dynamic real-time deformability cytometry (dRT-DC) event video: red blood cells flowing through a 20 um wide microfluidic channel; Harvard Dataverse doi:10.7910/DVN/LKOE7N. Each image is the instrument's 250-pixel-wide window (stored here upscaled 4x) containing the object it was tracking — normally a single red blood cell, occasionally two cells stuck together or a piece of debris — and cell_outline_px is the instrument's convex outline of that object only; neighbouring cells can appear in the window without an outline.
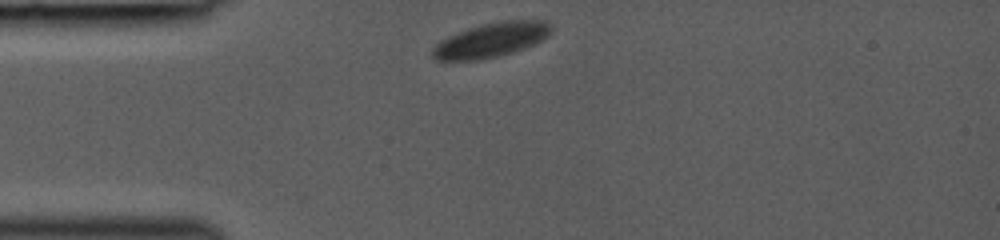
{"species": "common noctule bat (a hibernating species)", "species_latin": "Nyctalus noctula", "temperature_condition": "room temperature", "stored_images_in_passage": 33, "camera_frame_rate_fps": 3000, "um_per_image_px": 0.085, "animal": {"sex": "female", "body_mass_g": 19.0, "forearm_length_mm": 53.3}, "frame": {"image": 1, "passage_image": 1, "time_ms": 0.0, "image_size_px": [1000, 240], "cell_outline_px": [[552, 32], [548, 36], [524, 48], [500, 56], [480, 60], [436, 60], [432, 56], [432, 48], [440, 40], [456, 32], [480, 24], [500, 20], [548, 20], [552, 28]], "centroid_in_image_um": [41.75, 3.38], "position_along_channel_um": 43.3, "area_um2": 24.04}}
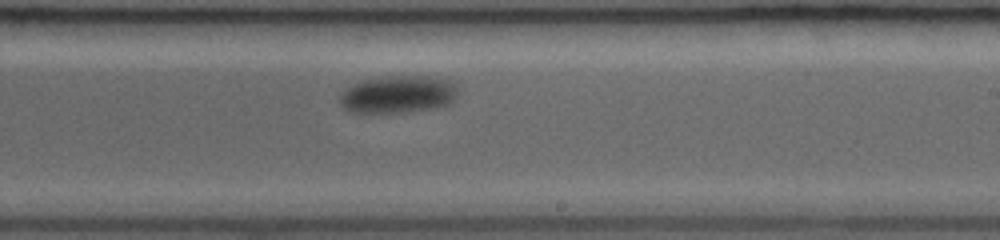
{"frame": {"image": 2, "passage_image": 19, "time_ms": 6.0, "image_size_px": [1000, 240], "cell_outline_px": [[456, 100], [448, 104], [436, 108], [404, 112], [352, 112], [344, 108], [340, 104], [340, 96], [352, 84], [368, 80], [404, 76], [424, 76], [452, 80], [456, 84]], "centroid_in_image_um": [33.9, 8.04], "position_along_channel_um": 255.1, "area_um2": 25.32}}
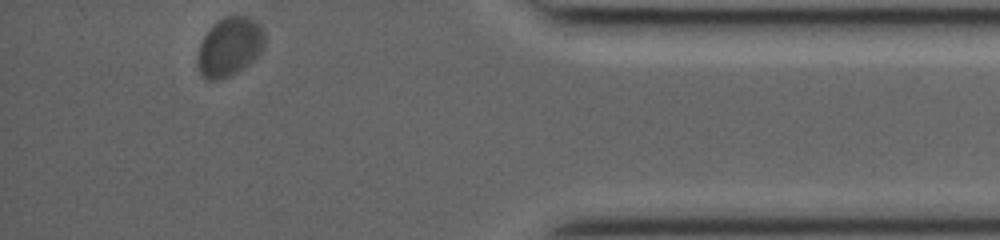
{"frame": {"image": 3, "passage_image": 33, "time_ms": 10.667, "image_size_px": [1000, 240], "cell_outline_px": [[264, 48], [244, 68], [232, 76], [216, 80], [208, 80], [200, 72], [200, 44], [204, 36], [224, 16], [244, 16], [252, 20], [264, 32]], "centroid_in_image_um": [19.55, 4.0], "position_along_channel_um": 415.7, "area_um2": 22.14}}